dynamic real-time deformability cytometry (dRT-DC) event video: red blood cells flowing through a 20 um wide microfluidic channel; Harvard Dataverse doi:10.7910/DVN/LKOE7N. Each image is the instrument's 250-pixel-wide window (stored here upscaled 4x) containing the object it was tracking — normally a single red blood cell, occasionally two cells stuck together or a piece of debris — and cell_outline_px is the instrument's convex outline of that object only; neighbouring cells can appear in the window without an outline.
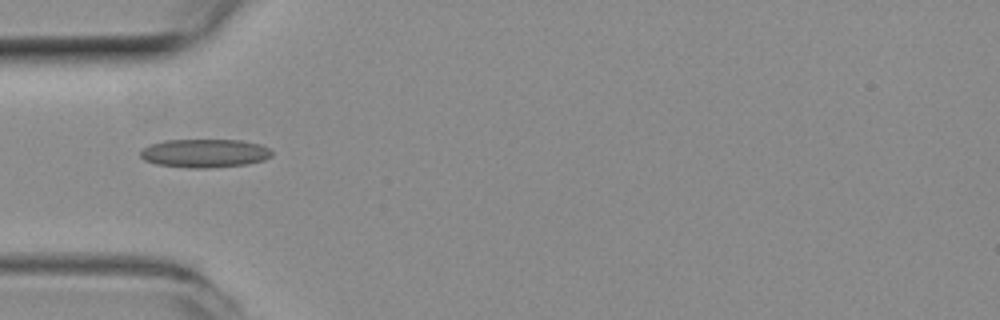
{"species": "common noctule bat (a hibernating species)", "species_latin": "Nyctalus noctula", "temperature_condition": "room temperature", "stored_images_in_passage": 36, "camera_frame_rate_fps": 3000, "um_per_image_px": 0.085, "animal": {"sex": "female", "body_mass_g": 19.3, "forearm_length_mm": 54.1}, "frame": {"image": 1, "passage_image": 1, "time_ms": 0.0, "image_size_px": [1000, 320], "cell_outline_px": [[272, 156], [264, 160], [248, 164], [212, 168], [188, 168], [156, 164], [144, 160], [140, 156], [140, 152], [144, 148], [152, 144], [164, 140], [240, 140], [260, 144], [272, 148]], "centroid_in_image_um": [17.44, 13.03], "position_along_channel_um": 67.6, "area_um2": 22.02}}
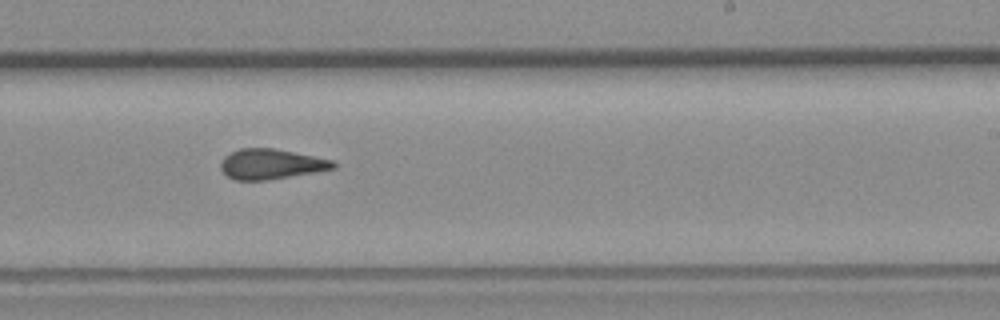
{"frame": {"image": 2, "passage_image": 16, "time_ms": 5.0, "image_size_px": [1000, 320], "cell_outline_px": [[336, 168], [316, 172], [268, 180], [236, 180], [228, 176], [220, 168], [220, 160], [224, 156], [240, 148], [272, 148], [336, 160]], "centroid_in_image_um": [23.06, 13.95], "position_along_channel_um": 265.9, "area_um2": 19.88}}
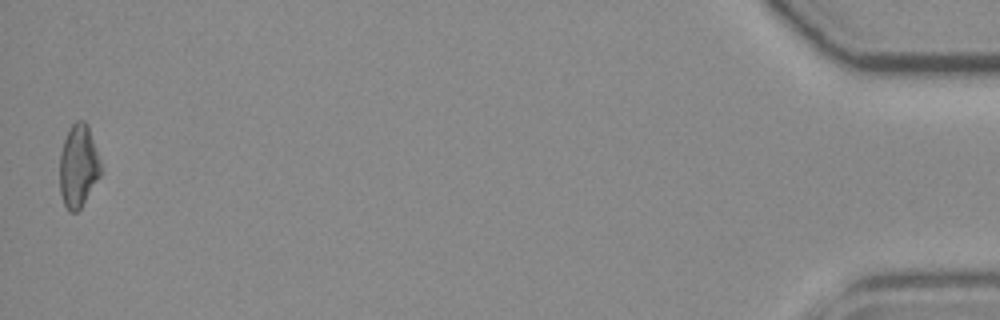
{"frame": {"image": 3, "passage_image": 36, "time_ms": 11.667, "image_size_px": [1000, 320], "cell_outline_px": [[100, 176], [80, 208], [76, 212], [68, 212], [64, 204], [60, 192], [60, 152], [68, 128], [76, 120], [84, 120], [88, 124], [100, 160]], "centroid_in_image_um": [6.64, 14.08], "position_along_channel_um": 428.6, "area_um2": 19.77}, "authors_computed_cell_mechanics": {"area_um2": 19.8254, "velocity_mm_per_s": 3.96, "shape_relaxation_time_tau1_ms": null, "shape_relaxation_time_tau2_ms": 2.67, "deformation_change_tau1": null, "deformation_change_tau2": 0.0961}}